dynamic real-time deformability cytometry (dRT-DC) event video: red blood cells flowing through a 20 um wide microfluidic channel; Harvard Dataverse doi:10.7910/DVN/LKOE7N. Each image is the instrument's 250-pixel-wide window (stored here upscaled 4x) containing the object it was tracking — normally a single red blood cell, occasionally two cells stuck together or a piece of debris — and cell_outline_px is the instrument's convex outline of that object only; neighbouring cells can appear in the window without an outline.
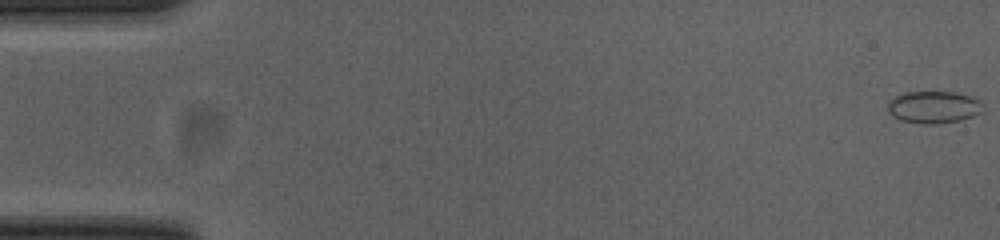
{"species": "common noctule bat (a hibernating species)", "species_latin": "Nyctalus noctula", "temperature_condition": "cold", "stored_images_in_passage": 53, "camera_frame_rate_fps": 3000, "um_per_image_px": 0.085, "animal": {"sex": "female", "body_mass_g": 23.0, "forearm_length_mm": 53.4}, "frame": {"image": 1, "passage_image": 1, "time_ms": 0.0, "image_size_px": [1000, 240], "cell_outline_px": [[984, 112], [960, 120], [936, 124], [924, 124], [900, 120], [892, 116], [888, 112], [888, 104], [896, 96], [904, 92], [956, 92], [972, 96], [980, 100], [984, 104]], "centroid_in_image_um": [79.42, 9.11], "position_along_channel_um": 5.6, "area_um2": 18.03}}
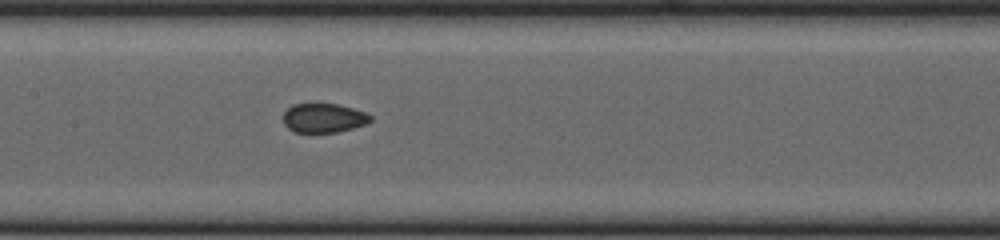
{"frame": {"image": 2, "passage_image": 26, "time_ms": 8.333, "image_size_px": [1000, 240], "cell_outline_px": [[372, 120], [364, 124], [352, 128], [336, 132], [296, 132], [288, 128], [284, 124], [284, 112], [292, 104], [316, 100], [336, 104], [352, 108], [364, 112], [372, 116]], "centroid_in_image_um": [27.47, 9.97], "position_along_channel_um": 179.9, "area_um2": 15.26}}
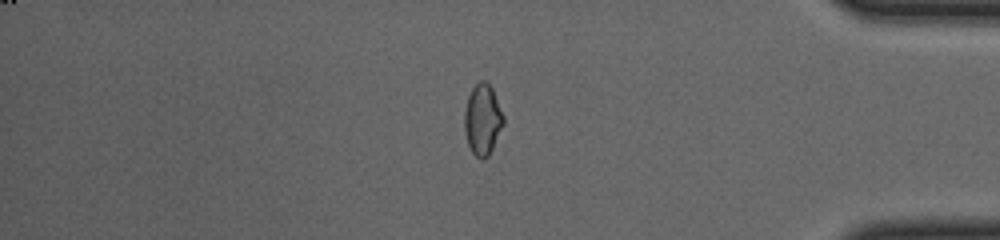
{"frame": {"image": 3, "passage_image": 45, "time_ms": 14.667, "image_size_px": [1000, 240], "cell_outline_px": [[504, 124], [488, 156], [484, 160], [480, 160], [472, 152], [468, 144], [464, 132], [464, 112], [468, 96], [472, 88], [480, 80], [484, 80], [492, 88], [504, 116]], "centroid_in_image_um": [41.01, 10.18], "position_along_channel_um": 394.2, "area_um2": 16.13}, "authors_computed_cell_mechanics": {"area_um2": 15.895, "velocity_mm_per_s": 3.863, "shape_relaxation_time_tau1_ms": null, "shape_relaxation_time_tau2_ms": 1.2654, "deformation_change_tau1": null, "deformation_change_tau2": 0.0508}}